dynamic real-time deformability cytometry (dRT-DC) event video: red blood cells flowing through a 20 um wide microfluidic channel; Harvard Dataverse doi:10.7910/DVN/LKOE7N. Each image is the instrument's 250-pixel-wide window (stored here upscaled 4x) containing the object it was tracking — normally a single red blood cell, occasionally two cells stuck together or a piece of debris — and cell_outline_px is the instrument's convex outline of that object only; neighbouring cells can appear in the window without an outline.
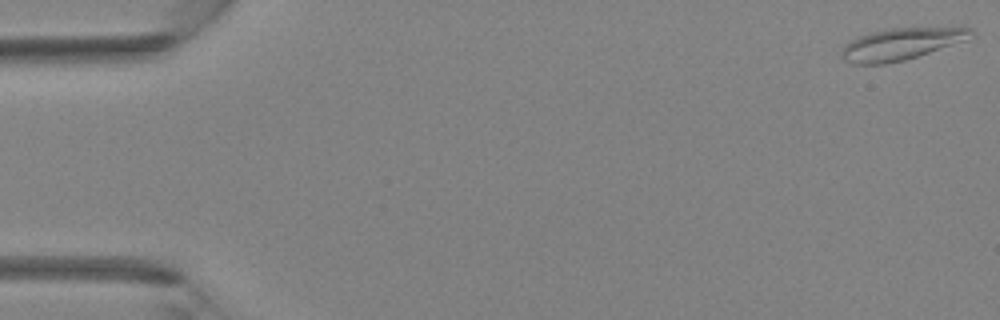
{"species": "Egyptian fruit bat (a non-hibernating species)", "species_latin": "Rousettus aegyptiacus", "temperature_condition": "room temperature", "stored_images_in_passage": 41, "camera_frame_rate_fps": 3000, "um_per_image_px": 0.085, "animal": {"sex": "female"}, "frame": {"image": 1, "passage_image": 1, "time_ms": 0.0, "image_size_px": [1000, 320], "cell_outline_px": [[976, 36], [904, 60], [884, 64], [852, 64], [844, 60], [840, 56], [844, 44], [860, 36], [872, 32], [892, 28], [960, 24], [972, 28]], "centroid_in_image_um": [76.71, 3.68], "position_along_channel_um": 8.3, "area_um2": 24.68}}
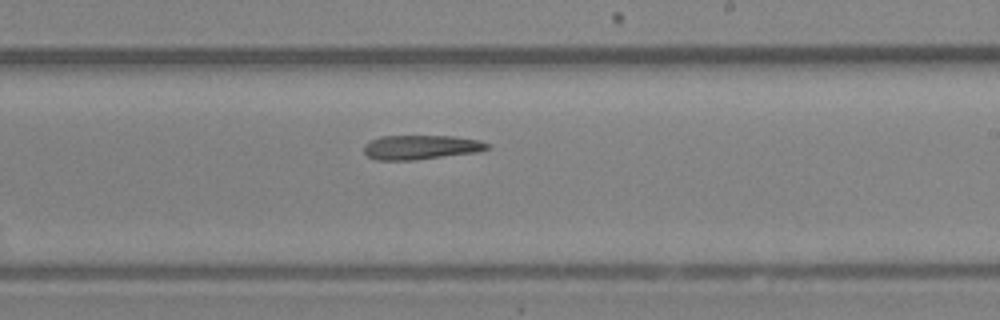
{"frame": {"image": 2, "passage_image": 25, "time_ms": 8.0, "image_size_px": [1000, 320], "cell_outline_px": [[492, 148], [476, 152], [412, 160], [376, 160], [368, 156], [364, 152], [364, 144], [380, 136], [452, 136], [480, 140], [488, 144]], "centroid_in_image_um": [35.77, 12.51], "position_along_channel_um": 253.2, "area_um2": 17.4}}
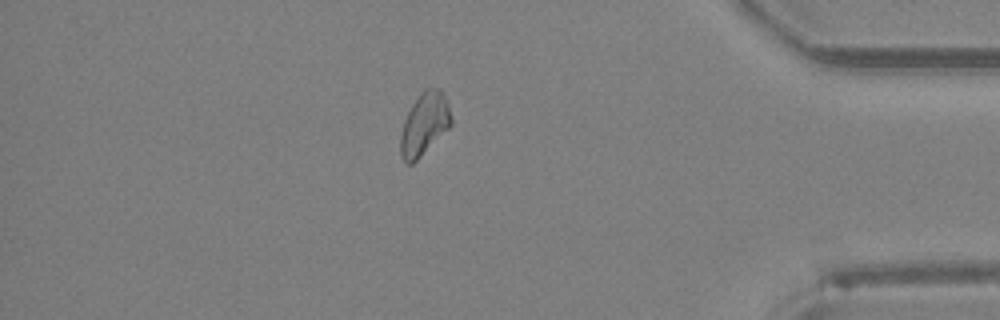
{"frame": {"image": 3, "passage_image": 36, "time_ms": 11.667, "image_size_px": [1000, 320], "cell_outline_px": [[452, 124], [412, 164], [404, 164], [400, 156], [400, 136], [404, 120], [412, 104], [420, 92], [424, 88], [440, 88], [448, 104], [452, 116]], "centroid_in_image_um": [36.05, 10.54], "position_along_channel_um": 399.2, "area_um2": 18.38}}